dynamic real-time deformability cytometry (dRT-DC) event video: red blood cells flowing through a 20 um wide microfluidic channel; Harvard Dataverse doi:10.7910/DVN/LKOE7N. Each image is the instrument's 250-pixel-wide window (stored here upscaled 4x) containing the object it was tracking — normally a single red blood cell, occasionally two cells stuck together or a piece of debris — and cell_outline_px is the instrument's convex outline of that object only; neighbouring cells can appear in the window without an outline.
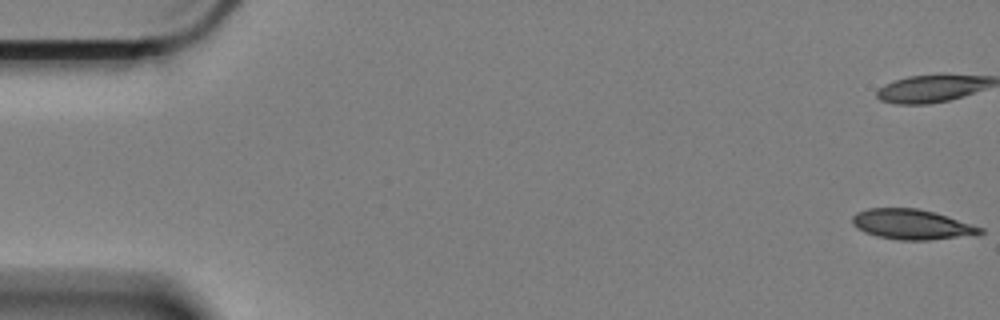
{"species": "Egyptian fruit bat (a non-hibernating species)", "species_latin": "Rousettus aegyptiacus", "temperature_condition": "cold", "stored_images_in_passage": 16, "camera_frame_rate_fps": 3000, "um_per_image_px": 0.085, "animal": {"sex": "female"}, "frame": {"image": 1, "passage_image": 1, "time_ms": 0.0, "image_size_px": [1000, 320], "cell_outline_px": [[984, 232], [980, 236], [928, 240], [900, 240], [876, 236], [864, 232], [856, 228], [852, 224], [852, 216], [856, 212], [868, 208], [916, 208], [948, 216], [984, 228]], "centroid_in_image_um": [77.55, 19.09], "position_along_channel_um": 7.4, "area_um2": 22.83}}